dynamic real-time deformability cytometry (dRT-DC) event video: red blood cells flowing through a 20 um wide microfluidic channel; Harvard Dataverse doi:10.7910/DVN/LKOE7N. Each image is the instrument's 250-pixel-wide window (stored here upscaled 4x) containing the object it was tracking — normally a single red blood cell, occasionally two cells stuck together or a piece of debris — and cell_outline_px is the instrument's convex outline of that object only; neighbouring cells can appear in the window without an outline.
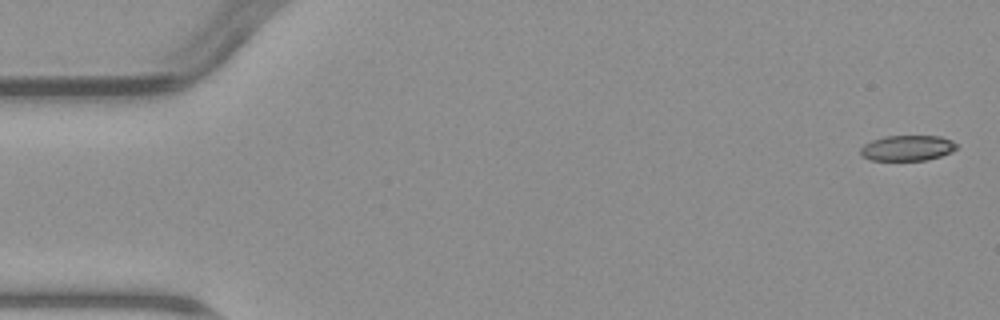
{"species": "common noctule bat (a hibernating species)", "species_latin": "Nyctalus noctula", "temperature_condition": "warm", "stored_images_in_passage": 5, "camera_frame_rate_fps": 3000, "um_per_image_px": 0.085, "animal": {"sex": "male", "body_mass_g": 23.1, "forearm_length_mm": 52.7}, "frame": {"image": 1, "passage_image": 1, "time_ms": 0.0, "image_size_px": [1000, 320], "cell_outline_px": [[956, 148], [952, 152], [940, 156], [924, 160], [872, 160], [860, 156], [860, 148], [864, 144], [872, 140], [884, 136], [940, 136], [952, 140], [956, 144]], "centroid_in_image_um": [77.1, 12.58], "position_along_channel_um": 7.9, "area_um2": 14.28}}
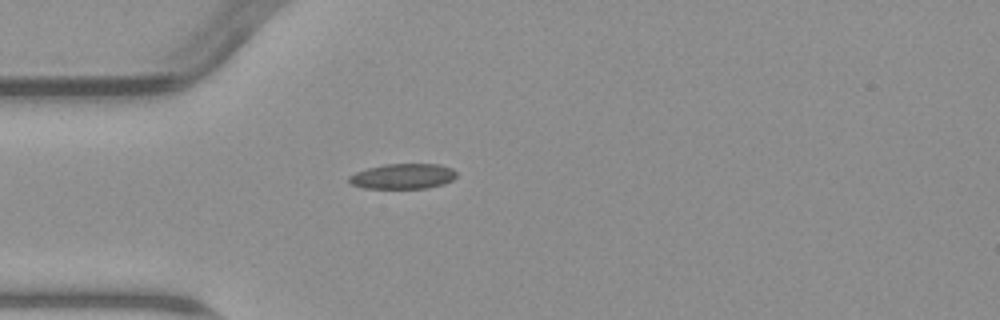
{"frame": {"image": 2, "passage_image": 5, "time_ms": 4.667, "image_size_px": [1000, 320], "cell_outline_px": [[456, 176], [452, 180], [444, 184], [428, 188], [364, 188], [352, 184], [348, 180], [348, 176], [356, 172], [368, 168], [384, 164], [440, 164], [452, 168], [456, 172]], "centroid_in_image_um": [34.26, 14.98], "position_along_channel_um": 50.7, "area_um2": 15.84}}